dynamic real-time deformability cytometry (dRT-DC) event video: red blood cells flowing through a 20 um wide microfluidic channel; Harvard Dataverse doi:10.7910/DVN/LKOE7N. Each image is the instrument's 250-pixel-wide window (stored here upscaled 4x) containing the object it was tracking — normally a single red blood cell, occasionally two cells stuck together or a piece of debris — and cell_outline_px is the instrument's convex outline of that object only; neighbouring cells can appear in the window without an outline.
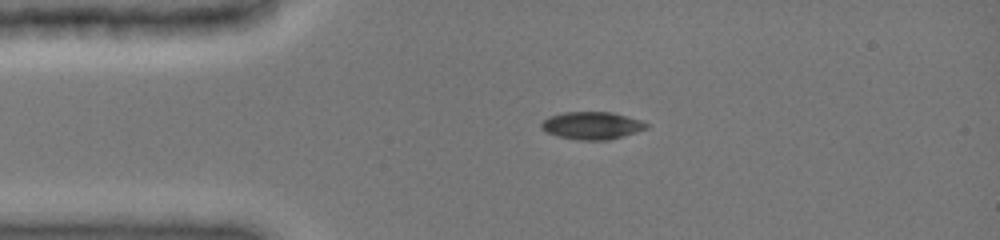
{"species": "common noctule bat (a hibernating species)", "species_latin": "Nyctalus noctula", "temperature_condition": "cold", "stored_images_in_passage": 4, "camera_frame_rate_fps": 3000, "um_per_image_px": 0.085, "animal": {"sex": "female", "body_mass_g": 19.0, "forearm_length_mm": 51.5}, "frame": {"image": 1, "passage_image": 1, "time_ms": 0.0, "image_size_px": [1000, 240], "cell_outline_px": [[648, 128], [636, 132], [608, 140], [580, 140], [560, 136], [548, 132], [540, 128], [540, 124], [548, 116], [564, 112], [612, 112], [628, 116], [640, 120], [648, 124]], "centroid_in_image_um": [50.32, 10.66], "position_along_channel_um": 34.7, "area_um2": 16.76}}
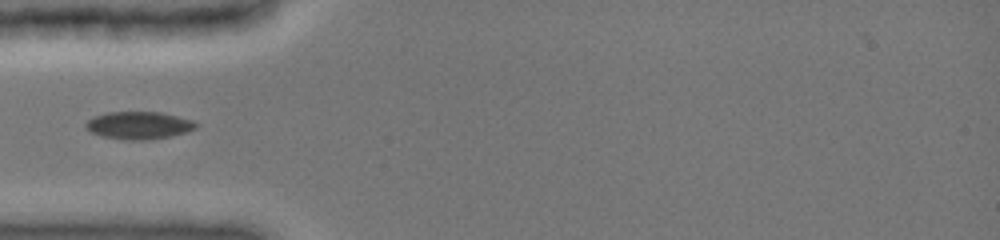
{"frame": {"image": 2, "passage_image": 3, "time_ms": 1.667, "image_size_px": [1000, 240], "cell_outline_px": [[200, 124], [196, 128], [188, 132], [172, 136], [144, 140], [128, 140], [100, 136], [84, 128], [84, 124], [92, 116], [108, 112], [160, 112], [192, 120]], "centroid_in_image_um": [11.79, 10.65], "position_along_channel_um": 73.2, "area_um2": 17.86}}